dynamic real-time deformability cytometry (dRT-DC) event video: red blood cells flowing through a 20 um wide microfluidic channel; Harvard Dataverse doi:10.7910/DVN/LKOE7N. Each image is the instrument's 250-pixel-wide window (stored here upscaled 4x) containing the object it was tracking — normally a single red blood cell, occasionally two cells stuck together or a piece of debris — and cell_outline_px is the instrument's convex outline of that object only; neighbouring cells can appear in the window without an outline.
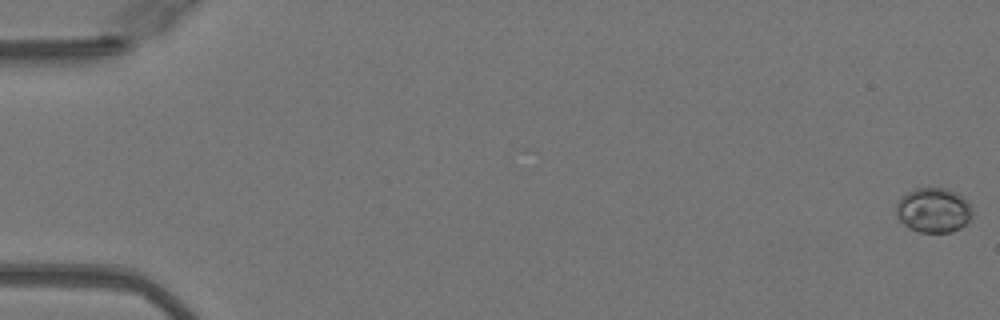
{"species": "Egyptian fruit bat (a non-hibernating species)", "species_latin": "Rousettus aegyptiacus", "temperature_condition": "warm", "stored_images_in_passage": 51, "camera_frame_rate_fps": 3000, "um_per_image_px": 0.085, "animal": {"sex": "female"}, "frame": {"image": 1, "passage_image": 1, "time_ms": 0.0, "image_size_px": [1000, 320], "cell_outline_px": [[972, 220], [960, 228], [952, 232], [920, 232], [908, 228], [896, 216], [896, 204], [908, 192], [916, 188], [944, 188], [956, 192], [968, 204], [972, 212]], "centroid_in_image_um": [79.34, 17.89], "position_along_channel_um": 5.7, "area_um2": 19.71}}
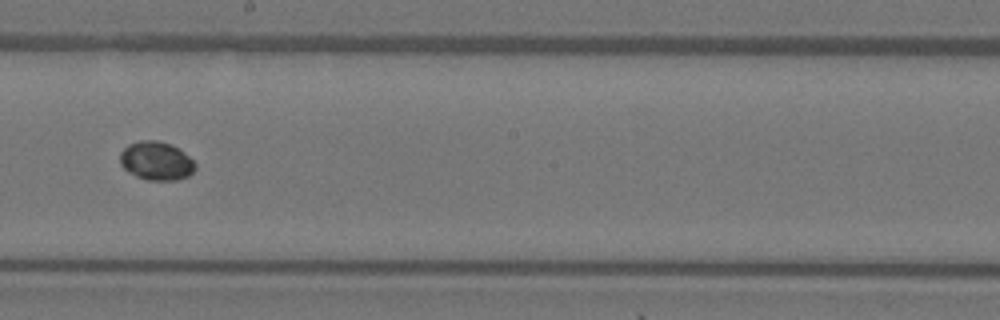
{"frame": {"image": 2, "passage_image": 30, "time_ms": 9.667, "image_size_px": [1000, 320], "cell_outline_px": [[196, 168], [188, 176], [176, 180], [148, 180], [136, 176], [128, 172], [120, 164], [120, 152], [128, 144], [140, 140], [160, 140], [172, 144], [180, 148], [196, 164]], "centroid_in_image_um": [13.28, 13.66], "position_along_channel_um": 234.9, "area_um2": 17.11}}
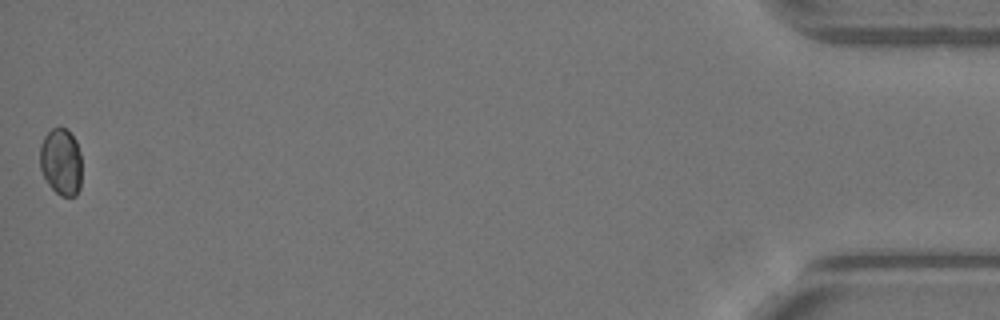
{"frame": {"image": 3, "passage_image": 51, "time_ms": 16.667, "image_size_px": [1000, 320], "cell_outline_px": [[80, 188], [76, 196], [60, 196], [48, 184], [40, 168], [40, 144], [44, 136], [52, 128], [68, 128], [76, 140], [80, 152]], "centroid_in_image_um": [5.18, 13.74], "position_along_channel_um": 430.0, "area_um2": 16.42}}